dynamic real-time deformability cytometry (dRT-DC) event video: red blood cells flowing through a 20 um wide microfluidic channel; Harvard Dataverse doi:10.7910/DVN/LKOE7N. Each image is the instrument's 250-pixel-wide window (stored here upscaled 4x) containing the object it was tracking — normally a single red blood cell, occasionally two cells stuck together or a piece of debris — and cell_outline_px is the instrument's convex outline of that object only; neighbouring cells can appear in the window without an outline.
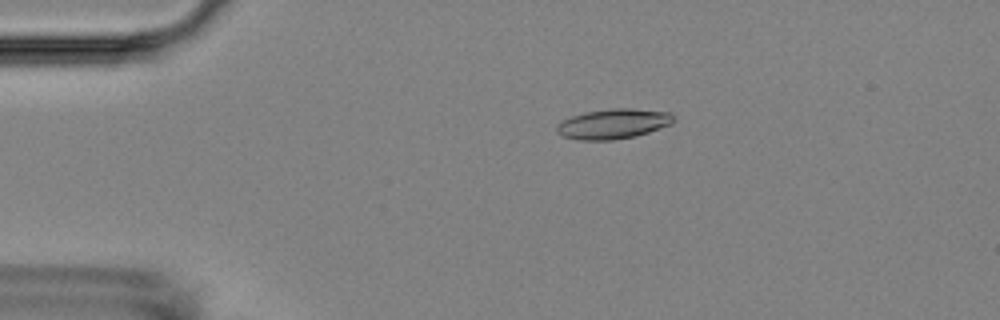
{"species": "Egyptian fruit bat (a non-hibernating species)", "species_latin": "Rousettus aegyptiacus", "temperature_condition": "room temperature", "stored_images_in_passage": 8, "camera_frame_rate_fps": 3000, "um_per_image_px": 0.085, "animal": {"sex": "female"}, "frame": {"image": 1, "passage_image": 1, "time_ms": 0.0, "image_size_px": [1000, 320], "cell_outline_px": [[676, 120], [672, 124], [636, 136], [612, 140], [580, 140], [560, 136], [556, 132], [556, 124], [560, 120], [584, 112], [612, 108], [632, 108], [672, 112]], "centroid_in_image_um": [52.12, 10.52], "position_along_channel_um": 32.9, "area_um2": 20.81}}
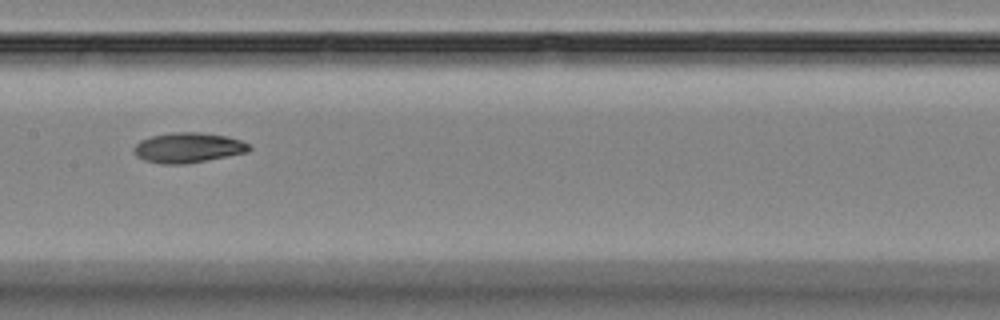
{"frame": {"image": 2, "passage_image": 6, "time_ms": 5.667, "image_size_px": [1000, 320], "cell_outline_px": [[252, 148], [248, 152], [184, 164], [160, 164], [144, 160], [136, 156], [132, 152], [132, 148], [140, 140], [152, 136], [172, 132], [200, 132], [228, 136], [240, 140], [248, 144]], "centroid_in_image_um": [15.95, 12.55], "position_along_channel_um": 191.5, "area_um2": 20.29}}
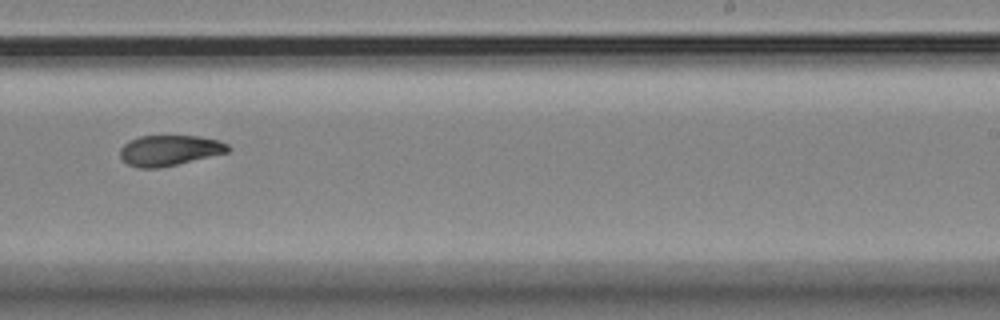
{"frame": {"image": 3, "passage_image": 8, "time_ms": 8.0, "image_size_px": [1000, 320], "cell_outline_px": [[232, 148], [228, 152], [160, 168], [140, 168], [128, 164], [120, 156], [120, 148], [128, 140], [140, 136], [200, 136], [220, 140], [228, 144]], "centroid_in_image_um": [14.42, 12.77], "position_along_channel_um": 274.6, "area_um2": 19.25}}